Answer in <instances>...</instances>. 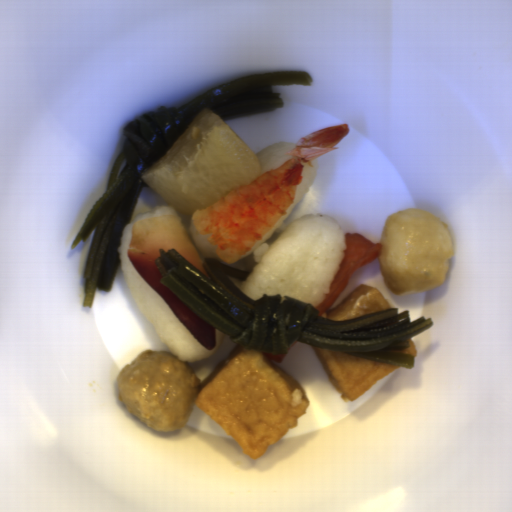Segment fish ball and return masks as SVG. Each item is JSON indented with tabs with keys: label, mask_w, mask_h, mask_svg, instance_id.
Wrapping results in <instances>:
<instances>
[{
	"label": "fish ball",
	"mask_w": 512,
	"mask_h": 512,
	"mask_svg": "<svg viewBox=\"0 0 512 512\" xmlns=\"http://www.w3.org/2000/svg\"><path fill=\"white\" fill-rule=\"evenodd\" d=\"M388 309H394V307L382 291L362 283L340 304L325 312V319L339 322Z\"/></svg>",
	"instance_id": "b283a14b"
},
{
	"label": "fish ball",
	"mask_w": 512,
	"mask_h": 512,
	"mask_svg": "<svg viewBox=\"0 0 512 512\" xmlns=\"http://www.w3.org/2000/svg\"><path fill=\"white\" fill-rule=\"evenodd\" d=\"M194 405L254 459L297 428L311 403L300 382L263 351L236 343L201 382Z\"/></svg>",
	"instance_id": "29854b86"
},
{
	"label": "fish ball",
	"mask_w": 512,
	"mask_h": 512,
	"mask_svg": "<svg viewBox=\"0 0 512 512\" xmlns=\"http://www.w3.org/2000/svg\"><path fill=\"white\" fill-rule=\"evenodd\" d=\"M408 340H409L410 346H409V348L407 350L392 351V352H404V353L413 354V358L415 356H417L418 355V351H417V348H416L412 338L408 339Z\"/></svg>",
	"instance_id": "7c6ef55b"
},
{
	"label": "fish ball",
	"mask_w": 512,
	"mask_h": 512,
	"mask_svg": "<svg viewBox=\"0 0 512 512\" xmlns=\"http://www.w3.org/2000/svg\"><path fill=\"white\" fill-rule=\"evenodd\" d=\"M449 223L418 208L388 214L378 255L384 285L397 295L442 286L454 247Z\"/></svg>",
	"instance_id": "53f4d19a"
},
{
	"label": "fish ball",
	"mask_w": 512,
	"mask_h": 512,
	"mask_svg": "<svg viewBox=\"0 0 512 512\" xmlns=\"http://www.w3.org/2000/svg\"><path fill=\"white\" fill-rule=\"evenodd\" d=\"M311 347L334 389L346 402L352 403L378 381L402 367L345 352L331 351L312 345Z\"/></svg>",
	"instance_id": "745d8928"
}]
</instances>
